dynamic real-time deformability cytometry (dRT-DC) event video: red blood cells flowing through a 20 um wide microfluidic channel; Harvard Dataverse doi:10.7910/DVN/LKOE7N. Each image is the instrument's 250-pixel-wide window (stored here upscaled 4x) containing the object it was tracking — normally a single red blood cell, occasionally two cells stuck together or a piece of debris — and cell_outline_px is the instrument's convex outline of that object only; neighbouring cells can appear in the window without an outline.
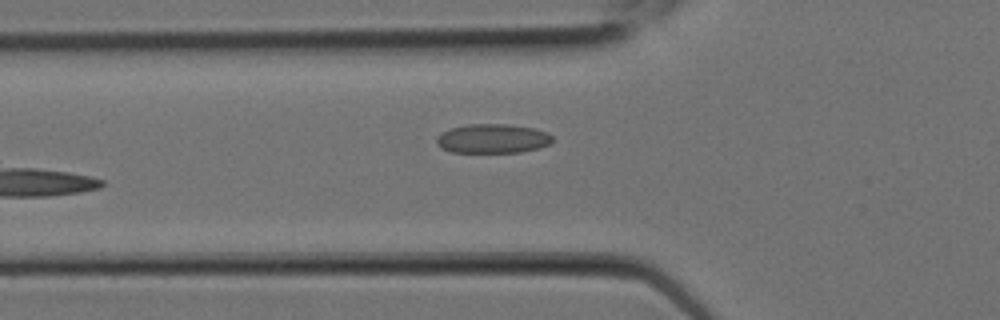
{"species": "Egyptian fruit bat (a non-hibernating species)", "species_latin": "Rousettus aegyptiacus", "temperature_condition": "room temperature", "stored_images_in_passage": 8, "camera_frame_rate_fps": 3000, "um_per_image_px": 0.085, "animal": {"sex": "female"}, "frame": {"image": 1, "passage_image": 8, "time_ms": 2.333, "image_size_px": [1000, 320], "cell_outline_px": [[552, 140], [548, 144], [540, 148], [520, 152], [452, 152], [440, 148], [436, 144], [436, 136], [452, 128], [468, 124], [508, 124], [536, 128], [548, 132], [552, 136]], "centroid_in_image_um": [41.88, 11.78], "position_along_channel_um": 83.9, "area_um2": 19.83}}